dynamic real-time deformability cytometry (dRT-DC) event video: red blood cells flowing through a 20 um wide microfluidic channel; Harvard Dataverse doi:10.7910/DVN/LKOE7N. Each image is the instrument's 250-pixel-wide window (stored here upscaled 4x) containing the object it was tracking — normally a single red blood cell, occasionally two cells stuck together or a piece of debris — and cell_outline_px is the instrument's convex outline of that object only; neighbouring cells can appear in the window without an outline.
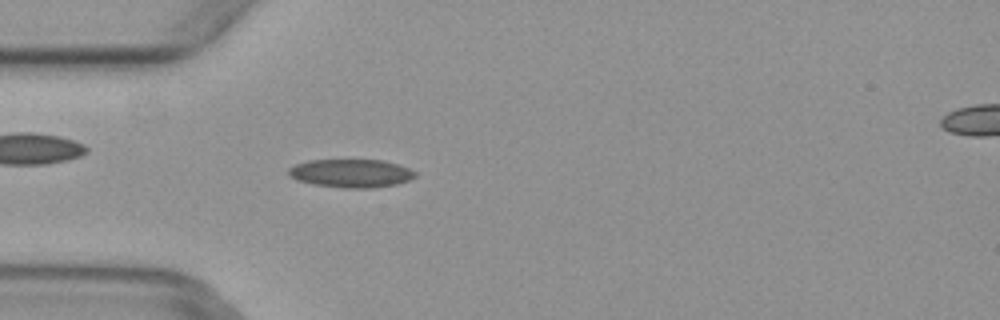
{"species": "common noctule bat (a hibernating species)", "species_latin": "Nyctalus noctula", "temperature_condition": "warm", "stored_images_in_passage": 2, "camera_frame_rate_fps": 3000, "um_per_image_px": 0.085, "animal": {"sex": "female", "body_mass_g": 29.2, "forearm_length_mm": 56.3}, "frame": {"image": 1, "passage_image": 2, "time_ms": 0.333, "image_size_px": [1000, 320], "cell_outline_px": [[416, 176], [408, 180], [396, 184], [376, 188], [344, 188], [312, 184], [296, 180], [288, 176], [288, 168], [296, 164], [308, 160], [384, 160], [408, 168], [416, 172]], "centroid_in_image_um": [29.81, 14.73], "position_along_channel_um": 55.2, "area_um2": 20.98}}